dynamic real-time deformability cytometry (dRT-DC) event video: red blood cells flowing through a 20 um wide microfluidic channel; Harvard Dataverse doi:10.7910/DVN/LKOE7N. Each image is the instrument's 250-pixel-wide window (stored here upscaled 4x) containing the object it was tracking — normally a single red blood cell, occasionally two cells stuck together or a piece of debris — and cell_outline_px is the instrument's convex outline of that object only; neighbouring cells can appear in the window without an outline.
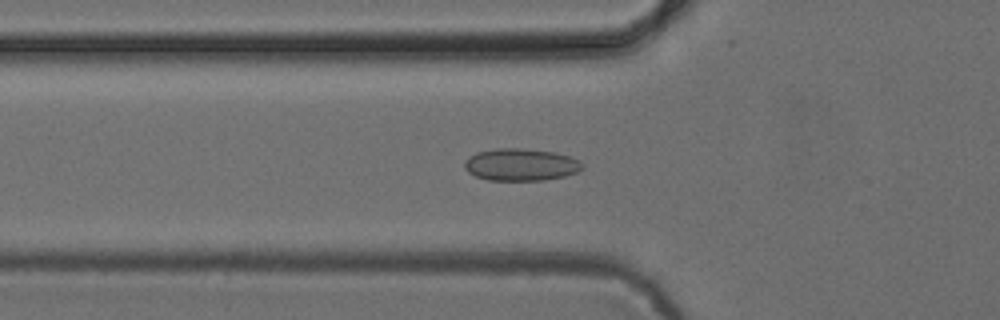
{"species": "common noctule bat (a hibernating species)", "species_latin": "Nyctalus noctula", "temperature_condition": "cold", "stored_images_in_passage": 45, "camera_frame_rate_fps": 3000, "um_per_image_px": 0.085, "animal": {"sex": "female", "body_mass_g": 24.6, "forearm_length_mm": 56.2}, "frame": {"image": 1, "passage_image": 11, "time_ms": 3.333, "image_size_px": [1000, 320], "cell_outline_px": [[584, 168], [576, 172], [564, 176], [544, 180], [488, 180], [476, 176], [468, 172], [464, 168], [464, 160], [468, 156], [476, 152], [496, 148], [520, 148], [552, 152], [568, 156], [580, 160], [584, 164]], "centroid_in_image_um": [44.24, 13.99], "position_along_channel_um": 81.6, "area_um2": 22.2}}
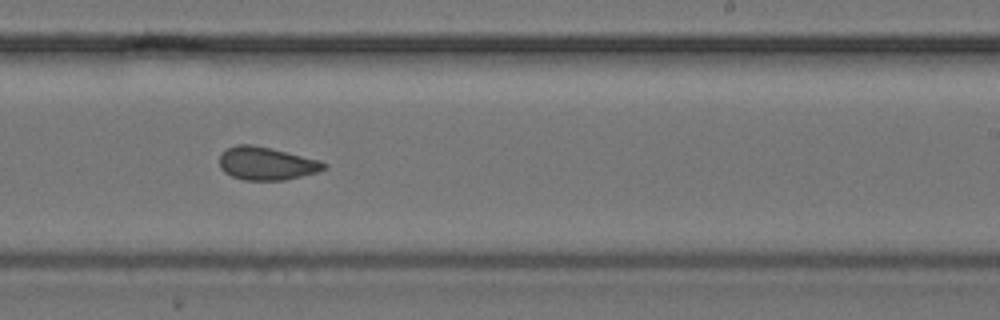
{"frame": {"image": 2, "passage_image": 25, "time_ms": 8.0, "image_size_px": [1000, 320], "cell_outline_px": [[328, 168], [316, 172], [284, 180], [244, 180], [232, 176], [224, 172], [220, 168], [220, 156], [228, 148], [236, 144], [252, 144], [320, 160], [328, 164]], "centroid_in_image_um": [22.66, 13.9], "position_along_channel_um": 266.3, "area_um2": 19.94}}
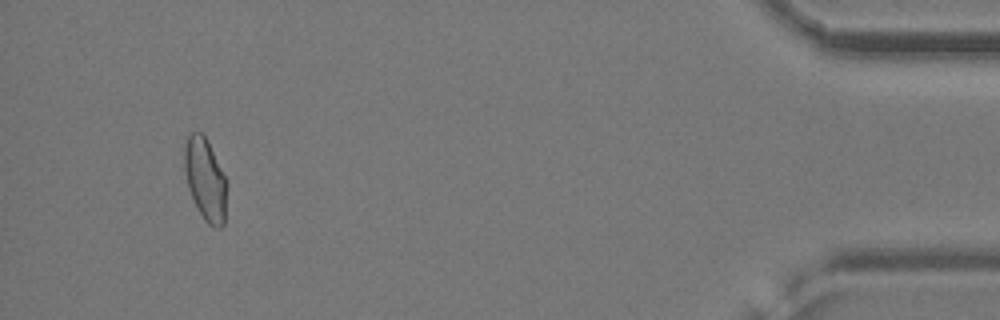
{"frame": {"image": 3, "passage_image": 42, "time_ms": 13.667, "image_size_px": [1000, 320], "cell_outline_px": [[228, 184], [224, 224], [220, 228], [216, 228], [208, 224], [204, 220], [188, 188], [184, 168], [184, 144], [188, 136], [192, 132], [200, 132], [204, 136], [228, 180]], "centroid_in_image_um": [17.47, 15.27], "position_along_channel_um": 417.7, "area_um2": 20.4}, "authors_computed_cell_mechanics": {"area_um2": 20.4612, "velocity_mm_per_s": 3.947, "shape_relaxation_time_tau1_ms": null, "shape_relaxation_time_tau2_ms": 1.2043, "deformation_change_tau1": null, "deformation_change_tau2": 0.0613}}